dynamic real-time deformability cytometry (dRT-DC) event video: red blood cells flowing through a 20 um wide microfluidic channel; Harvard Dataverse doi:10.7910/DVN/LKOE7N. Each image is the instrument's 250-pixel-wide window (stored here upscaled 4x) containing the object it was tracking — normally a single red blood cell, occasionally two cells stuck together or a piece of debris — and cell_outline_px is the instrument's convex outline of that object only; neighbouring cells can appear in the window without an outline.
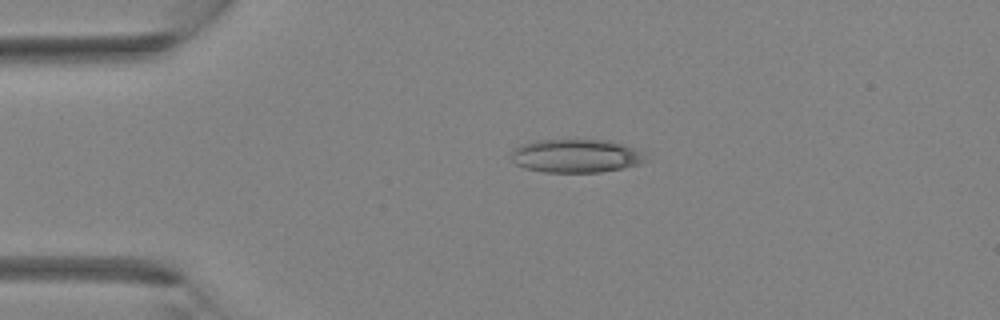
{"species": "Egyptian fruit bat (a non-hibernating species)", "species_latin": "Rousettus aegyptiacus", "temperature_condition": "room temperature", "stored_images_in_passage": 2, "camera_frame_rate_fps": 3000, "um_per_image_px": 0.085, "animal": {"sex": "female"}, "frame": {"image": 1, "passage_image": 1, "time_ms": 0.0, "image_size_px": [1000, 320], "cell_outline_px": [[652, 160], [640, 164], [624, 168], [600, 172], [544, 172], [524, 168], [516, 164], [508, 156], [512, 148], [520, 144], [536, 140], [612, 140], [636, 148], [644, 152]], "centroid_in_image_um": [49.0, 13.24], "position_along_channel_um": 36.0, "area_um2": 26.93}}